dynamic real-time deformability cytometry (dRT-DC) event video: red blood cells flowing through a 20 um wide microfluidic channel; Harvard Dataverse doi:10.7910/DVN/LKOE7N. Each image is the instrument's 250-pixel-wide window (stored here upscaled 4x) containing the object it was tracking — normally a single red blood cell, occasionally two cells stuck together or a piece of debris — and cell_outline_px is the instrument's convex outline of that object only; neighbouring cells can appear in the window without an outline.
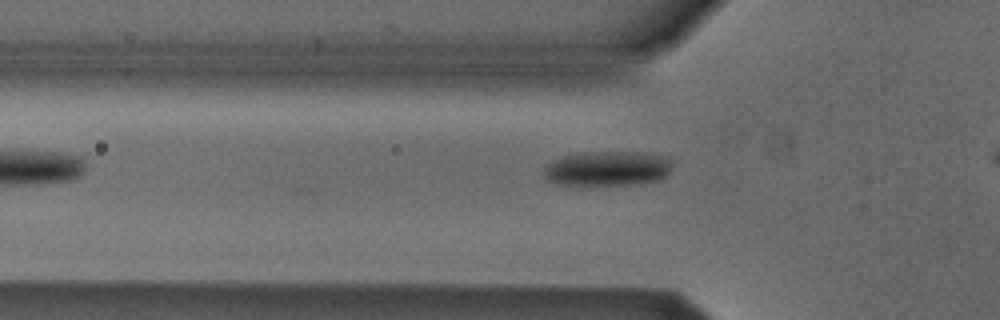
{"species": "Egyptian fruit bat (a non-hibernating species)", "species_latin": "Rousettus aegyptiacus", "temperature_condition": "cold", "stored_images_in_passage": 39, "camera_frame_rate_fps": 3000, "um_per_image_px": 0.085, "animal": {"sex": "male"}, "frame": {"image": 1, "passage_image": 3, "time_ms": 0.667, "image_size_px": [1000, 320], "cell_outline_px": [[672, 160], [668, 172], [664, 176], [656, 180], [628, 184], [556, 184], [548, 180], [544, 176], [544, 168], [552, 160], [564, 156], [584, 152], [636, 152], [668, 156]], "centroid_in_image_um": [51.61, 14.3], "position_along_channel_um": 74.2, "area_um2": 25.61}}
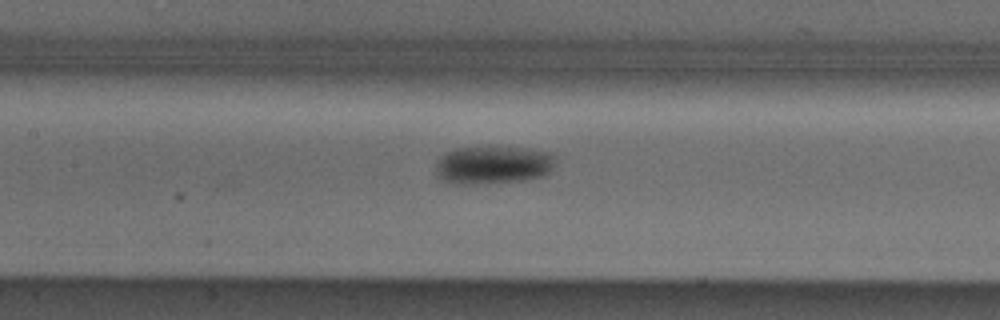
{"frame": {"image": 2, "passage_image": 10, "time_ms": 3.0, "image_size_px": [1000, 320], "cell_outline_px": [[556, 160], [552, 168], [544, 176], [524, 180], [476, 184], [448, 184], [440, 180], [436, 176], [436, 164], [440, 156], [444, 152], [456, 148], [528, 148], [548, 152], [556, 156]], "centroid_in_image_um": [41.87, 14.04], "position_along_channel_um": 165.5, "area_um2": 26.76}}
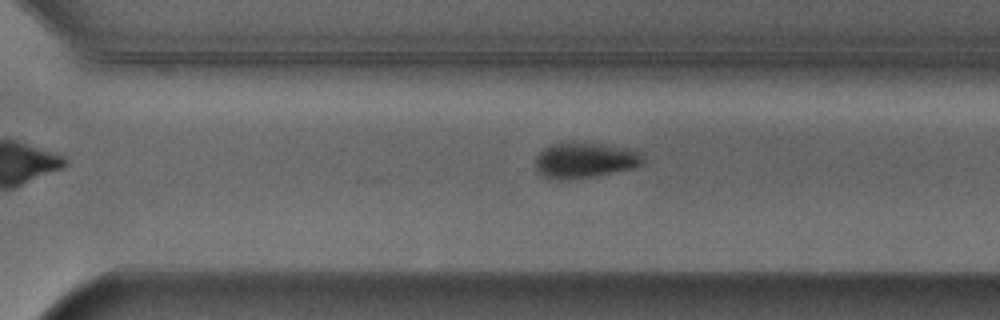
{"frame": {"image": 3, "passage_image": 22, "time_ms": 7.0, "image_size_px": [1000, 320], "cell_outline_px": [[644, 160], [640, 164], [632, 168], [596, 176], [560, 180], [548, 180], [536, 172], [536, 156], [544, 148], [552, 144], [600, 144], [644, 152]], "centroid_in_image_um": [49.68, 13.66], "position_along_channel_um": 320.9, "area_um2": 21.96}, "authors_computed_cell_mechanics": {"area_um2": 24.6228, "velocity_mm_per_s": 3.8967, "shape_relaxation_time_tau1_ms": 2.94, "shape_relaxation_time_tau2_ms": null, "deformation_change_tau1": 0.0943, "deformation_change_tau2": null}}